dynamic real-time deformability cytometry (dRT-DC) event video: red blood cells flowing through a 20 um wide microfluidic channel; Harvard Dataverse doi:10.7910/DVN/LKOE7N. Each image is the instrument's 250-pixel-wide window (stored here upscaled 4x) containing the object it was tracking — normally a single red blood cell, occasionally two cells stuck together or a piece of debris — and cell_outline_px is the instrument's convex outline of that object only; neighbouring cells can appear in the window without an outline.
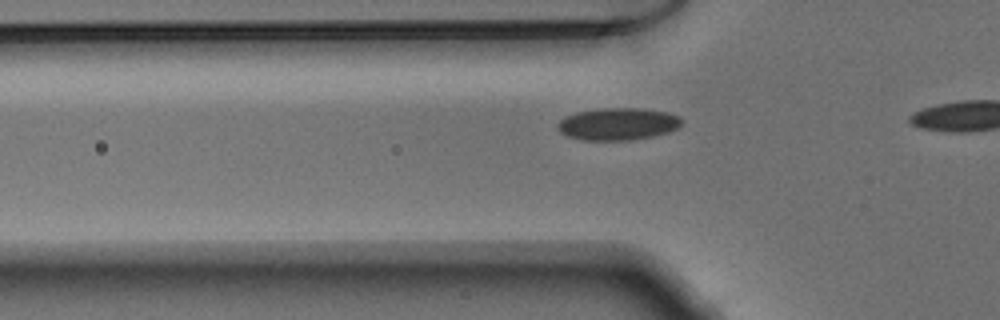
{"species": "Egyptian fruit bat (a non-hibernating species)", "species_latin": "Rousettus aegyptiacus", "temperature_condition": "warm", "stored_images_in_passage": 12, "camera_frame_rate_fps": 3000, "um_per_image_px": 0.085, "animal": {"sex": "male"}, "frame": {"image": 1, "passage_image": 9, "time_ms": 2.667, "image_size_px": [1000, 320], "cell_outline_px": [[684, 124], [668, 132], [652, 136], [632, 140], [584, 140], [568, 136], [560, 132], [556, 128], [556, 124], [564, 116], [576, 112], [600, 108], [640, 108], [668, 112], [680, 116], [684, 120]], "centroid_in_image_um": [52.53, 10.53], "position_along_channel_um": 73.3, "area_um2": 23.58}}